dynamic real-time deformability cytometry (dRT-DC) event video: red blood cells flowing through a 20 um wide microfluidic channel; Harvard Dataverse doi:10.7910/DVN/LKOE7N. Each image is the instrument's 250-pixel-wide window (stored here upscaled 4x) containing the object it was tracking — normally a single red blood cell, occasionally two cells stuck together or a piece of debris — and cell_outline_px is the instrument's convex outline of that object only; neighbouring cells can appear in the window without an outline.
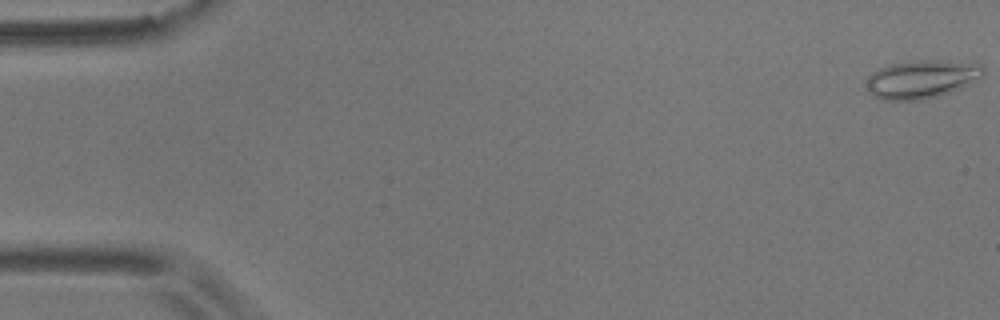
{"species": "common noctule bat (a hibernating species)", "species_latin": "Nyctalus noctula", "temperature_condition": "room temperature", "stored_images_in_passage": 56, "camera_frame_rate_fps": 3000, "um_per_image_px": 0.085, "animal": {"sex": "male", "body_mass_g": 17.9}, "frame": {"image": 1, "passage_image": 1, "time_ms": 0.0, "image_size_px": [1000, 320], "cell_outline_px": [[984, 76], [960, 88], [936, 96], [920, 100], [884, 100], [872, 96], [868, 92], [868, 76], [872, 72], [888, 64], [920, 60], [928, 60], [980, 64], [984, 68]], "centroid_in_image_um": [78.31, 6.73], "position_along_channel_um": 6.7, "area_um2": 25.72}}
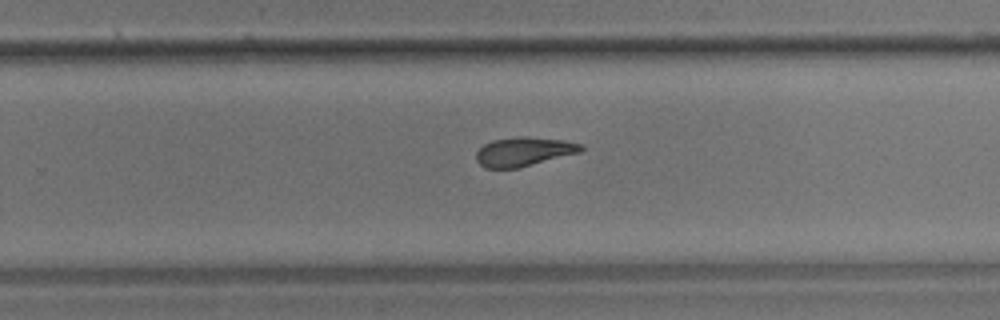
{"frame": {"image": 2, "passage_image": 36, "time_ms": 11.667, "image_size_px": [1000, 320], "cell_outline_px": [[584, 148], [580, 152], [516, 168], [484, 168], [476, 160], [476, 152], [484, 144], [492, 140], [520, 136], [528, 136], [564, 140], [584, 144]], "centroid_in_image_um": [44.52, 12.87], "position_along_channel_um": 285.3, "area_um2": 17.69}}
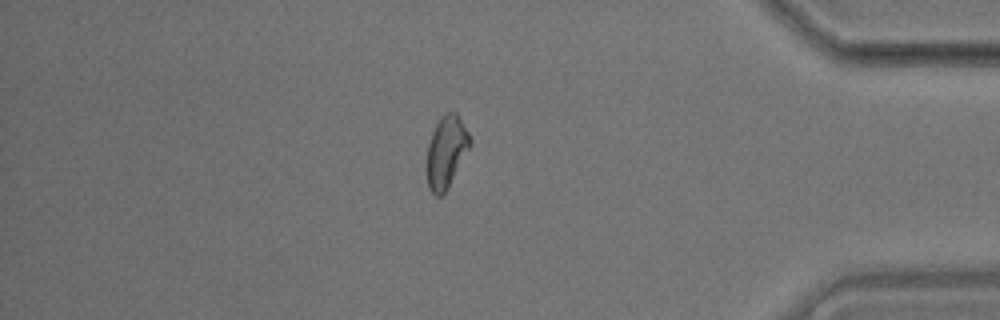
{"frame": {"image": 3, "passage_image": 48, "time_ms": 15.667, "image_size_px": [1000, 320], "cell_outline_px": [[472, 144], [448, 188], [440, 196], [436, 196], [428, 188], [428, 144], [432, 132], [440, 116], [448, 112], [456, 112], [468, 132], [472, 140]], "centroid_in_image_um": [37.96, 12.89], "position_along_channel_um": 397.2, "area_um2": 17.92}, "authors_computed_cell_mechanics": {"area_um2": 18.7272, "velocity_mm_per_s": 3.6083, "shape_relaxation_time_tau1_ms": null, "shape_relaxation_time_tau2_ms": 3.6937, "deformation_change_tau1": null, "deformation_change_tau2": 0.11}}